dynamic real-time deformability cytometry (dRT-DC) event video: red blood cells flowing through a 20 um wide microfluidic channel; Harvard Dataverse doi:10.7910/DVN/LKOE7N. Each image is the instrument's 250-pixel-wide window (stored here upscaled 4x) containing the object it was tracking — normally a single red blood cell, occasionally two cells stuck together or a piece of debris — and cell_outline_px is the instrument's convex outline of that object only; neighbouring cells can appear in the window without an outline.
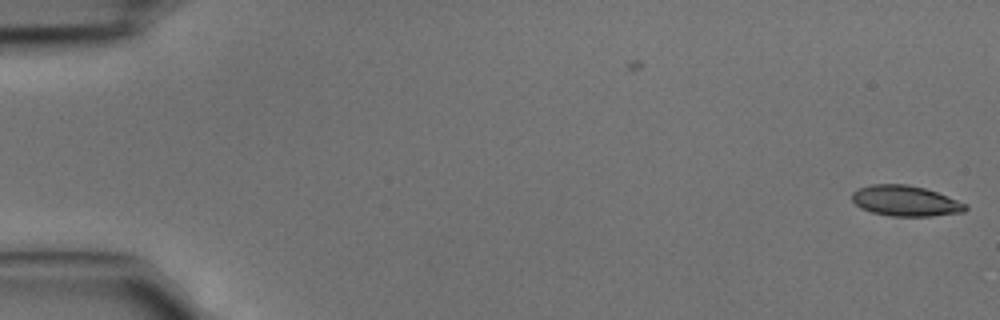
{"species": "common noctule bat (a hibernating species)", "species_latin": "Nyctalus noctula", "temperature_condition": "cold", "stored_images_in_passage": 20, "camera_frame_rate_fps": 3000, "um_per_image_px": 0.085, "animal": {"sex": "male", "body_mass_g": 15.6}, "frame": {"image": 1, "passage_image": 1, "time_ms": 0.0, "image_size_px": [1000, 320], "cell_outline_px": [[968, 208], [964, 212], [932, 216], [888, 216], [872, 212], [860, 208], [852, 200], [852, 192], [860, 188], [872, 184], [908, 184], [924, 188], [936, 192], [968, 204]], "centroid_in_image_um": [76.97, 17.08], "position_along_channel_um": 8.0, "area_um2": 20.23}}
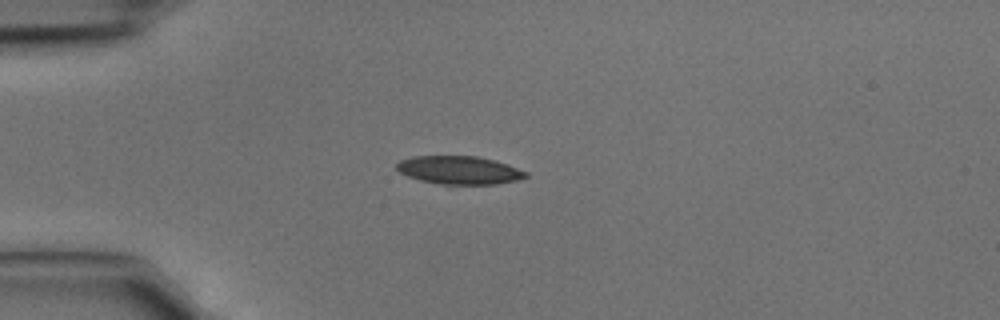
{"frame": {"image": 2, "passage_image": 12, "time_ms": 3.667, "image_size_px": [1000, 320], "cell_outline_px": [[528, 176], [516, 180], [496, 184], [440, 184], [420, 180], [408, 176], [400, 172], [396, 168], [396, 164], [400, 160], [412, 156], [476, 156], [508, 164], [528, 172]], "centroid_in_image_um": [39.03, 14.46], "position_along_channel_um": 46.0, "area_um2": 21.1}}